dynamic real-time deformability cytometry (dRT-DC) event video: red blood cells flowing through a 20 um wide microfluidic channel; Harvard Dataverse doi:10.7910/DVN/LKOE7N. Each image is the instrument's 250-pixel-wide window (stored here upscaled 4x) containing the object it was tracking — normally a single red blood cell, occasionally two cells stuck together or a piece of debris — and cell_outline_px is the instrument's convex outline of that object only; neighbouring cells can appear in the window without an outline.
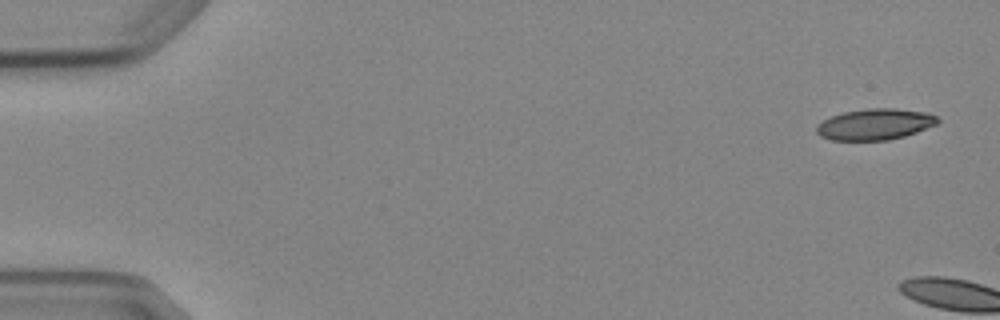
{"species": "Egyptian fruit bat (a non-hibernating species)", "species_latin": "Rousettus aegyptiacus", "temperature_condition": "cold", "stored_images_in_passage": 3, "camera_frame_rate_fps": 3000, "um_per_image_px": 0.085, "animal": {"sex": "female"}, "frame": {"image": 1, "passage_image": 1, "time_ms": 0.0, "image_size_px": [1000, 320], "cell_outline_px": [[940, 120], [936, 124], [916, 132], [904, 136], [888, 140], [832, 140], [820, 136], [816, 132], [816, 124], [832, 116], [844, 112], [868, 108], [896, 108], [928, 112], [936, 116]], "centroid_in_image_um": [74.37, 10.56], "position_along_channel_um": 10.6, "area_um2": 21.96}}